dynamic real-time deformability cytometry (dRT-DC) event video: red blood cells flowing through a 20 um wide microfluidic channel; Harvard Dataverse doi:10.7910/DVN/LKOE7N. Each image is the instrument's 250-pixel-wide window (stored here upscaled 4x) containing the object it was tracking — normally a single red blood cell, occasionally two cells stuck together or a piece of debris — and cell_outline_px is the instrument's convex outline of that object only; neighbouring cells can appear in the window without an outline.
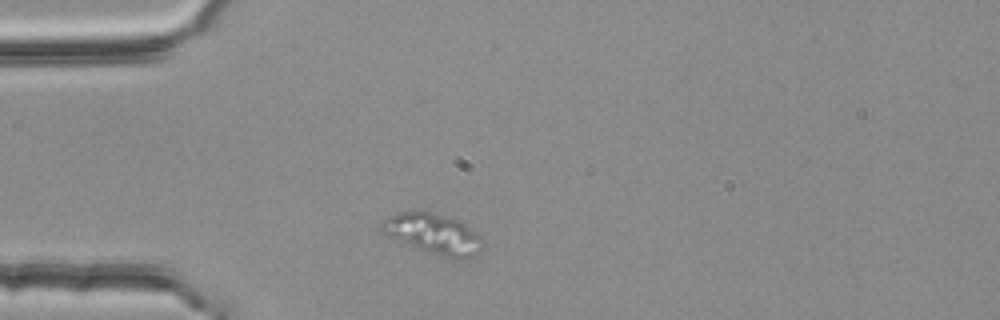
{"species": "common noctule bat (a hibernating species)", "species_latin": "Nyctalus noctula", "temperature_condition": "room temperature", "stored_images_in_passage": 1, "camera_frame_rate_fps": 3000, "um_per_image_px": 0.085, "animal": {"sex": "female", "body_mass_g": 25.1}, "frame": {"image": 1, "passage_image": 1, "time_ms": 0.0, "image_size_px": [1000, 320], "cell_outline_px": [[484, 248], [480, 252], [464, 260], [452, 260], [440, 256], [408, 244], [384, 232], [380, 228], [380, 224], [384, 220], [400, 212], [428, 212], [460, 220], [476, 232], [484, 240]], "centroid_in_image_um": [36.96, 19.92], "position_along_channel_um": 48.0, "area_um2": 23.47}}